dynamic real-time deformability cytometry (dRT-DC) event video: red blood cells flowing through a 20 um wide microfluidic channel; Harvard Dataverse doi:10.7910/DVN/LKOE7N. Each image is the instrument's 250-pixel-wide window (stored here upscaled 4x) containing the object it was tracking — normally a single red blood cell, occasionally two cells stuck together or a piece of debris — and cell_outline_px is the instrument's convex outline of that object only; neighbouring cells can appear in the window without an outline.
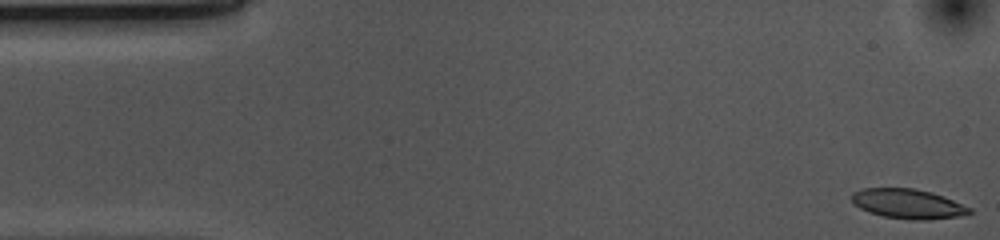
{"species": "common noctule bat (a hibernating species)", "species_latin": "Nyctalus noctula", "temperature_condition": "cold", "stored_images_in_passage": 13, "camera_frame_rate_fps": 3000, "um_per_image_px": 0.085, "animal": {"sex": "female", "body_mass_g": 10.0, "forearm_length_mm": 53.1}, "frame": {"image": 1, "passage_image": 1, "time_ms": 0.0, "image_size_px": [1000, 240], "cell_outline_px": [[972, 212], [960, 216], [928, 220], [912, 220], [884, 216], [868, 212], [860, 208], [852, 200], [852, 192], [860, 188], [912, 188], [932, 192], [944, 196], [972, 208]], "centroid_in_image_um": [77.19, 17.32], "position_along_channel_um": 7.8, "area_um2": 20.4}}